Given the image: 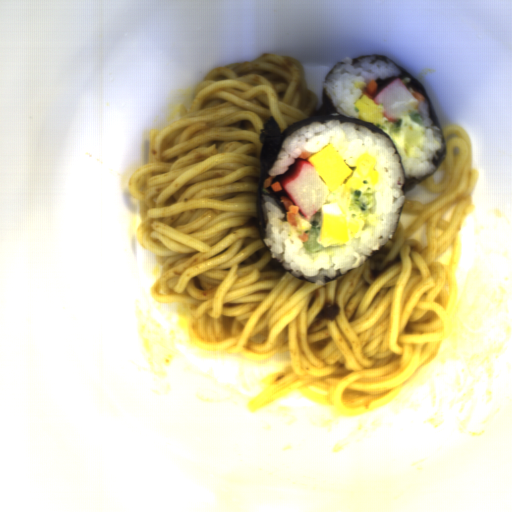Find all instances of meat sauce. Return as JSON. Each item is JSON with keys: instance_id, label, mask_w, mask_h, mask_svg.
<instances>
[{"instance_id": "obj_1", "label": "meat sauce", "mask_w": 512, "mask_h": 512, "mask_svg": "<svg viewBox=\"0 0 512 512\" xmlns=\"http://www.w3.org/2000/svg\"><path fill=\"white\" fill-rule=\"evenodd\" d=\"M340 313V308L334 301H326L321 311L317 314L320 319H336Z\"/></svg>"}]
</instances>
